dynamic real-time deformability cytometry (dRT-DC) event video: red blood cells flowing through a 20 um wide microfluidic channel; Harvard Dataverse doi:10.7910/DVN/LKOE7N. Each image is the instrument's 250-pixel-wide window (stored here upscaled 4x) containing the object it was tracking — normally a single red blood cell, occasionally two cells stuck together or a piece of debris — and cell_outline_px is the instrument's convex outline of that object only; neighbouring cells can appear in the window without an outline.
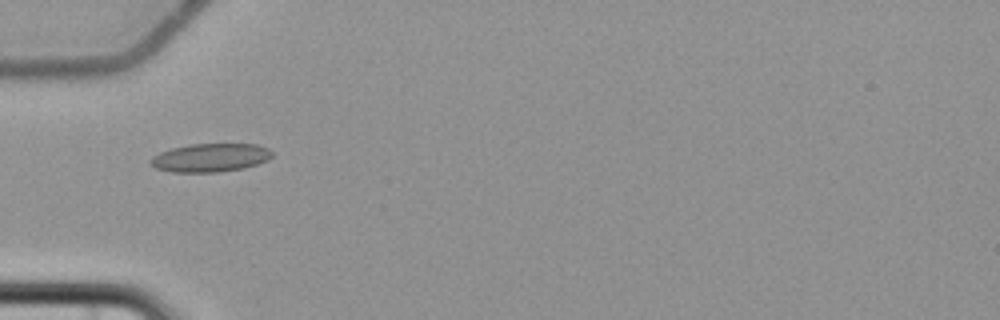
{"species": "common noctule bat (a hibernating species)", "species_latin": "Nyctalus noctula", "temperature_condition": "cold", "stored_images_in_passage": 8, "camera_frame_rate_fps": 3000, "um_per_image_px": 0.085, "animal": {"sex": "female", "body_mass_g": 22.7, "forearm_length_mm": 54.2}, "frame": {"image": 1, "passage_image": 5, "time_ms": 5.667, "image_size_px": [1000, 320], "cell_outline_px": [[272, 156], [268, 160], [244, 168], [220, 172], [172, 172], [156, 168], [148, 164], [148, 160], [152, 156], [160, 152], [172, 148], [192, 144], [256, 144], [268, 148], [272, 152]], "centroid_in_image_um": [17.85, 13.41], "position_along_channel_um": 67.2, "area_um2": 20.23}}
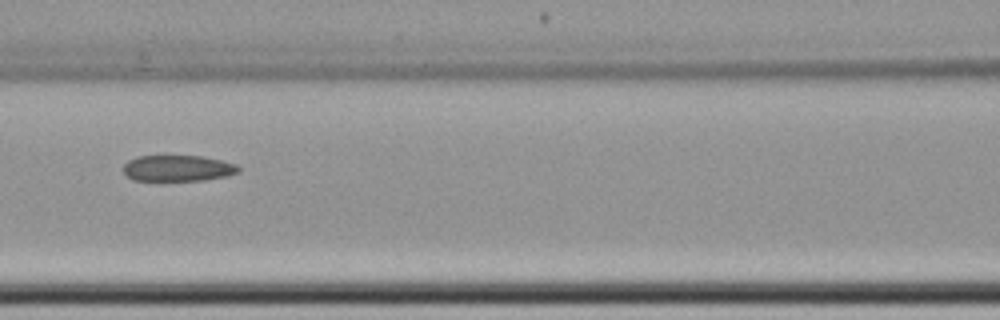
{"frame": {"image": 2, "passage_image": 7, "time_ms": 8.0, "image_size_px": [1000, 320], "cell_outline_px": [[240, 172], [228, 176], [204, 180], [132, 180], [124, 172], [124, 164], [128, 160], [136, 156], [200, 156], [220, 160], [236, 164], [240, 168]], "centroid_in_image_um": [15.13, 14.3], "position_along_channel_um": 151.5, "area_um2": 17.46}}
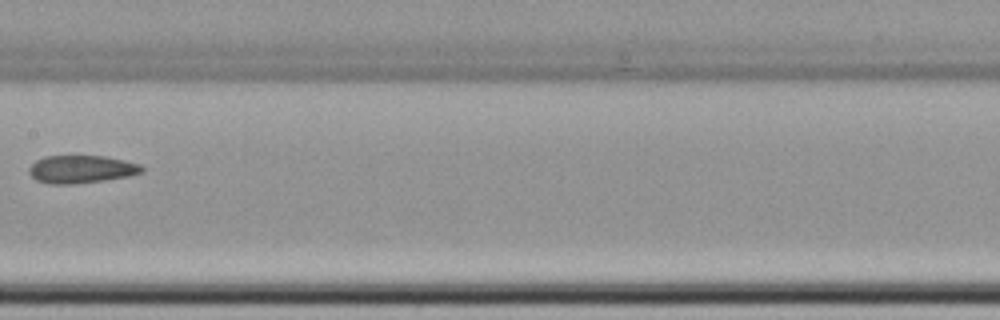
{"frame": {"image": 3, "passage_image": 8, "time_ms": 9.333, "image_size_px": [1000, 320], "cell_outline_px": [[144, 172], [128, 176], [104, 180], [76, 184], [48, 184], [36, 180], [28, 172], [28, 168], [36, 160], [44, 156], [104, 156], [124, 160], [140, 164], [144, 168]], "centroid_in_image_um": [6.9, 14.39], "position_along_channel_um": 200.5, "area_um2": 18.38}}